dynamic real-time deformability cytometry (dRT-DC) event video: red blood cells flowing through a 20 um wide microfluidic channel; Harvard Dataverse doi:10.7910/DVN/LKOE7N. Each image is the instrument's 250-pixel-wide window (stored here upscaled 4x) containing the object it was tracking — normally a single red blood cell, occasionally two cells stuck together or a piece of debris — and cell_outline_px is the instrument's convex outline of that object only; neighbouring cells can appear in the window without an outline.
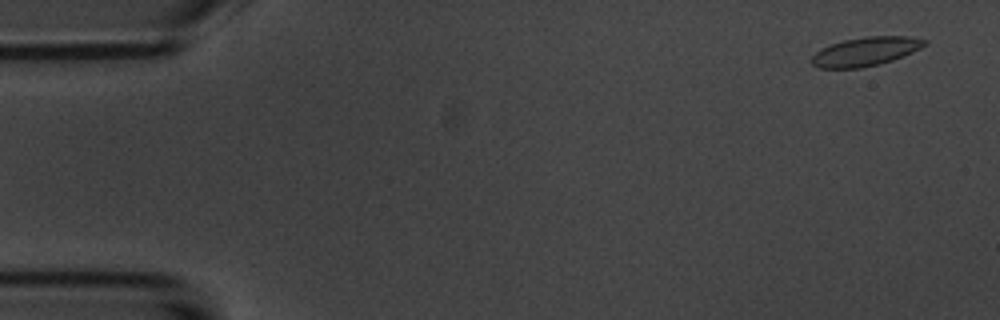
{"species": "common noctule bat (a hibernating species)", "species_latin": "Nyctalus noctula", "temperature_condition": "room temperature", "stored_images_in_passage": 55, "camera_frame_rate_fps": 3000, "um_per_image_px": 0.085, "animal": {"sex": "male", "body_mass_g": 20.1, "forearm_length_mm": 53.5}, "frame": {"image": 1, "passage_image": 3, "time_ms": 0.667, "image_size_px": [1000, 320], "cell_outline_px": [[928, 44], [912, 52], [892, 60], [880, 64], [860, 68], [820, 68], [812, 64], [808, 60], [820, 48], [844, 40], [864, 36], [908, 36], [928, 40]], "centroid_in_image_um": [73.56, 4.37], "position_along_channel_um": 11.4, "area_um2": 19.07}}
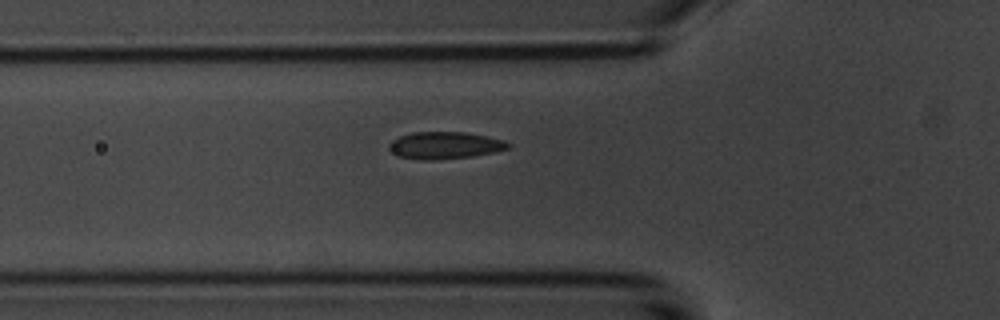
{"frame": {"image": 2, "passage_image": 19, "time_ms": 6.0, "image_size_px": [1000, 320], "cell_outline_px": [[512, 148], [496, 152], [472, 156], [432, 160], [424, 160], [400, 156], [392, 152], [388, 148], [388, 144], [392, 140], [400, 136], [412, 132], [464, 132], [488, 136], [504, 140], [512, 144]], "centroid_in_image_um": [37.86, 12.35], "position_along_channel_um": 87.9, "area_um2": 18.9}}
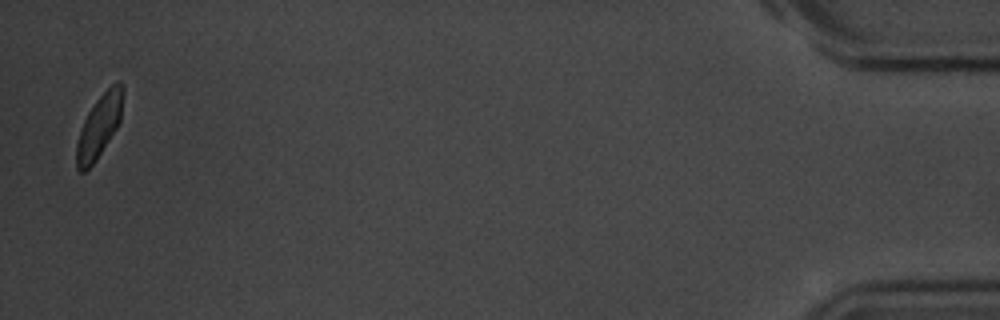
{"frame": {"image": 3, "passage_image": 54, "time_ms": 17.667, "image_size_px": [1000, 320], "cell_outline_px": [[124, 92], [120, 120], [116, 128], [96, 160], [84, 172], [80, 172], [76, 168], [76, 144], [80, 128], [88, 112], [96, 100], [112, 84], [120, 80], [124, 84]], "centroid_in_image_um": [8.43, 10.7], "position_along_channel_um": 426.8, "area_um2": 16.99}, "authors_computed_cell_mechanics": {"area_um2": 18.785, "velocity_mm_per_s": 3.6707, "shape_relaxation_time_tau1_ms": 1.862, "shape_relaxation_time_tau2_ms": 0.4652, "deformation_change_tau1": 0.0911, "deformation_change_tau2": 0.0533}}